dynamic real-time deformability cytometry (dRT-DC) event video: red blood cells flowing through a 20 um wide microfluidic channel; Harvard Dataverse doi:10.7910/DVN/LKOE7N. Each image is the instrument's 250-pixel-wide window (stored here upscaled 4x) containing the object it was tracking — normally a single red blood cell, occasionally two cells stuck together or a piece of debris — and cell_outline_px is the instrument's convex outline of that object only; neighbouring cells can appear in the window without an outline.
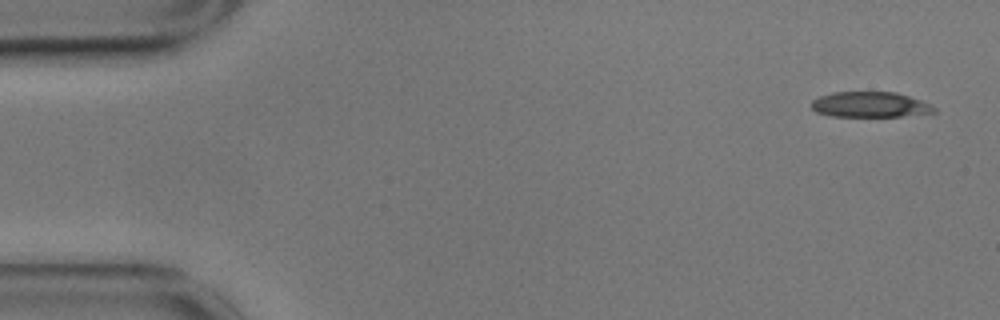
{"species": "common noctule bat (a hibernating species)", "species_latin": "Nyctalus noctula", "temperature_condition": "cold", "stored_images_in_passage": 53, "camera_frame_rate_fps": 3000, "um_per_image_px": 0.085, "animal": {"sex": "male", "body_mass_g": 17.9}, "frame": {"image": 1, "passage_image": 1, "time_ms": 0.0, "image_size_px": [1000, 320], "cell_outline_px": [[936, 112], [900, 116], [828, 116], [816, 112], [812, 108], [812, 100], [820, 96], [832, 92], [896, 92], [920, 100], [936, 108]], "centroid_in_image_um": [73.91, 8.89], "position_along_channel_um": 11.1, "area_um2": 18.03}}
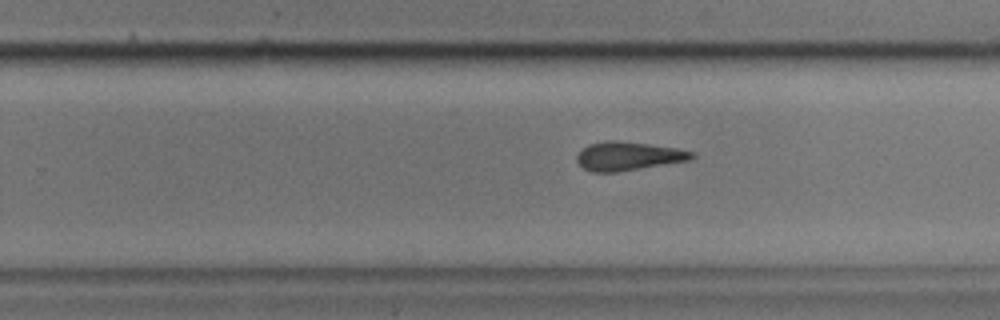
{"frame": {"image": 2, "passage_image": 32, "time_ms": 10.333, "image_size_px": [1000, 320], "cell_outline_px": [[696, 156], [692, 160], [616, 172], [592, 172], [584, 168], [576, 160], [576, 156], [588, 144], [604, 140], [616, 140], [648, 144], [676, 148], [696, 152]], "centroid_in_image_um": [53.43, 13.26], "position_along_channel_um": 276.4, "area_um2": 19.25}}
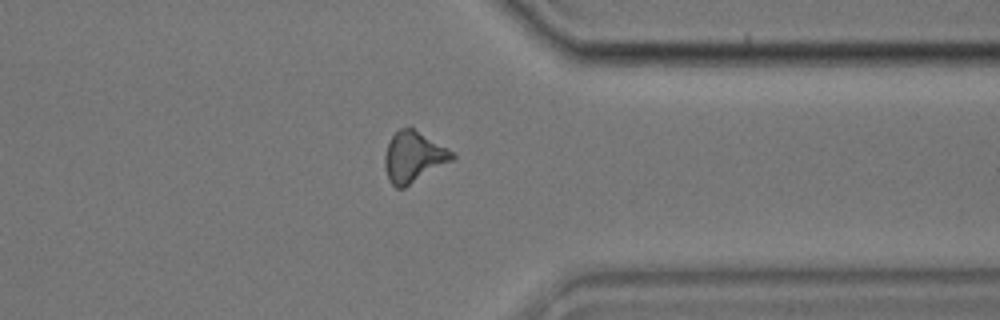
{"frame": {"image": 3, "passage_image": 41, "time_ms": 13.333, "image_size_px": [1000, 320], "cell_outline_px": [[456, 156], [452, 160], [404, 188], [396, 188], [388, 180], [384, 168], [384, 156], [388, 144], [392, 136], [400, 128], [412, 128], [448, 148]], "centroid_in_image_um": [35.12, 13.36], "position_along_channel_um": 376.3, "area_um2": 19.65}, "authors_computed_cell_mechanics": {"area_um2": 19.7098, "velocity_mm_per_s": 3.5187, "shape_relaxation_time_tau1_ms": 4.1439, "shape_relaxation_time_tau2_ms": 3.0086, "deformation_change_tau1": 0.1231, "deformation_change_tau2": 0.1371}}